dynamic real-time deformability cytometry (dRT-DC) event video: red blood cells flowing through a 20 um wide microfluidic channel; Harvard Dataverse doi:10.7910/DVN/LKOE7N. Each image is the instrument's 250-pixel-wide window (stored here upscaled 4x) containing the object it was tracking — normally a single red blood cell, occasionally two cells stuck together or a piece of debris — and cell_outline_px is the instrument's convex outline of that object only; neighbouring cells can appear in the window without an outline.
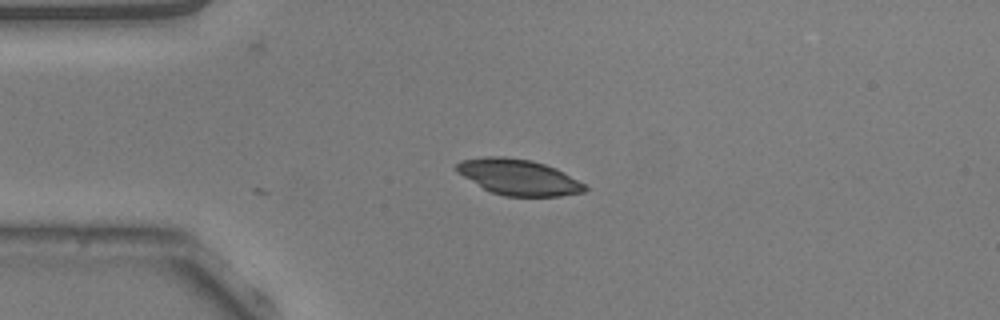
{"species": "common noctule bat (a hibernating species)", "species_latin": "Nyctalus noctula", "temperature_condition": "warm", "stored_images_in_passage": 23, "camera_frame_rate_fps": 3000, "um_per_image_px": 0.085, "animal": {"sex": "male", "body_mass_g": 20.5, "forearm_length_mm": 52.5}, "frame": {"image": 1, "passage_image": 1, "time_ms": 0.0, "image_size_px": [1000, 320], "cell_outline_px": [[588, 188], [584, 192], [560, 196], [504, 196], [492, 192], [484, 188], [456, 172], [452, 168], [460, 160], [484, 156], [504, 156], [532, 160], [556, 168], [564, 172], [584, 184]], "centroid_in_image_um": [44.04, 15.04], "position_along_channel_um": 41.0, "area_um2": 26.82}}
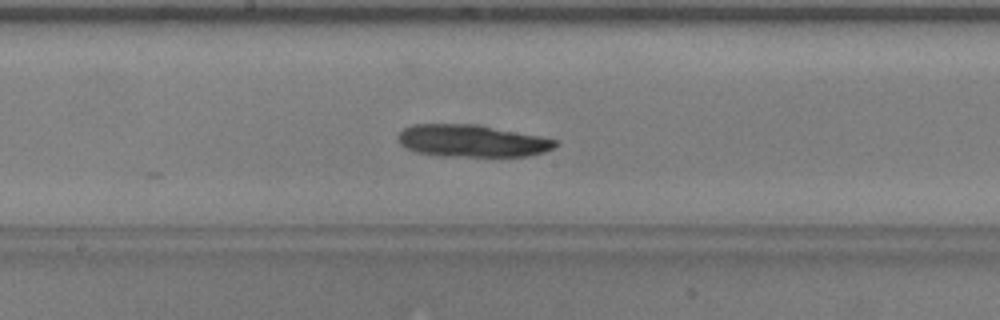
{"frame": {"image": 2, "passage_image": 16, "time_ms": 5.0, "image_size_px": [1000, 320], "cell_outline_px": [[560, 144], [544, 152], [528, 156], [444, 156], [416, 152], [404, 148], [396, 140], [396, 136], [404, 128], [412, 124], [480, 124], [540, 136], [556, 140]], "centroid_in_image_um": [40.08, 11.97], "position_along_channel_um": 208.1, "area_um2": 29.82}}
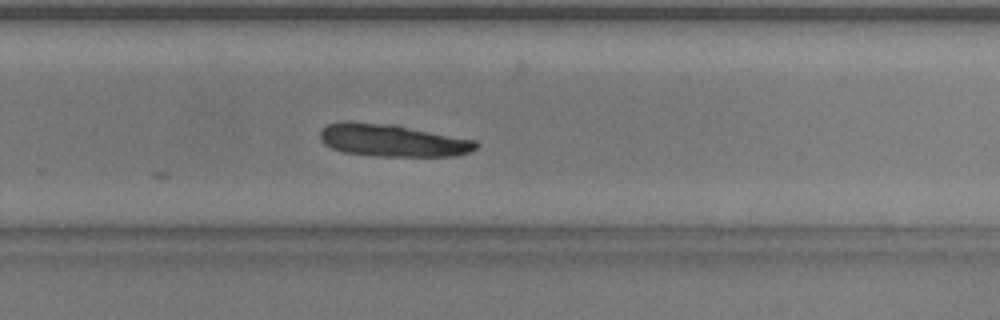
{"frame": {"image": 3, "passage_image": 23, "time_ms": 7.333, "image_size_px": [1000, 320], "cell_outline_px": [[480, 144], [476, 148], [468, 152], [456, 156], [376, 156], [344, 152], [332, 148], [324, 144], [320, 140], [320, 132], [328, 124], [344, 120], [348, 120], [396, 124], [476, 140]], "centroid_in_image_um": [33.35, 11.91], "position_along_channel_um": 296.4, "area_um2": 29.88}}